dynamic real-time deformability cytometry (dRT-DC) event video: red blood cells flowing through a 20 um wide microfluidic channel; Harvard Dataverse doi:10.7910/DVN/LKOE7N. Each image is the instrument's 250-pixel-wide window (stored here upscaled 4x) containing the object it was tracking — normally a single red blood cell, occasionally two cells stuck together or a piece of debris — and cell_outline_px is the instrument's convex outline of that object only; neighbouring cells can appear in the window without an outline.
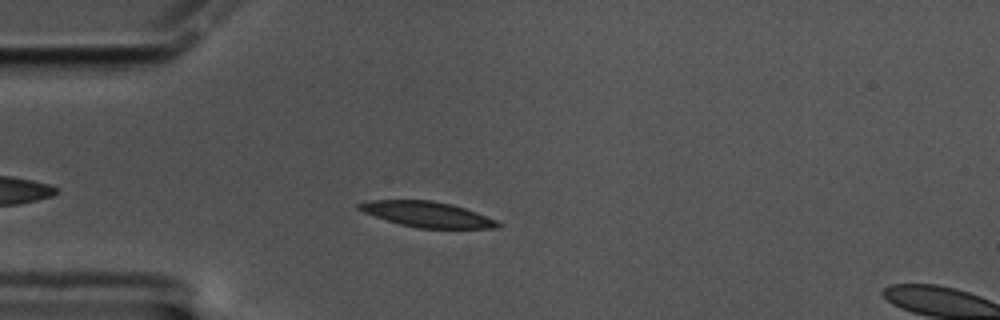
{"species": "common noctule bat (a hibernating species)", "species_latin": "Nyctalus noctula", "temperature_condition": "cold", "stored_images_in_passage": 51, "camera_frame_rate_fps": 3000, "um_per_image_px": 0.085, "animal": {"sex": "male", "body_mass_g": 17.5, "forearm_length_mm": 52.3}, "frame": {"image": 1, "passage_image": 7, "time_ms": 2.0, "image_size_px": [1000, 320], "cell_outline_px": [[500, 224], [496, 228], [416, 228], [400, 224], [364, 212], [356, 208], [356, 204], [372, 200], [432, 200], [452, 204], [476, 212], [496, 220]], "centroid_in_image_um": [36.29, 18.21], "position_along_channel_um": 48.7, "area_um2": 20.35}}
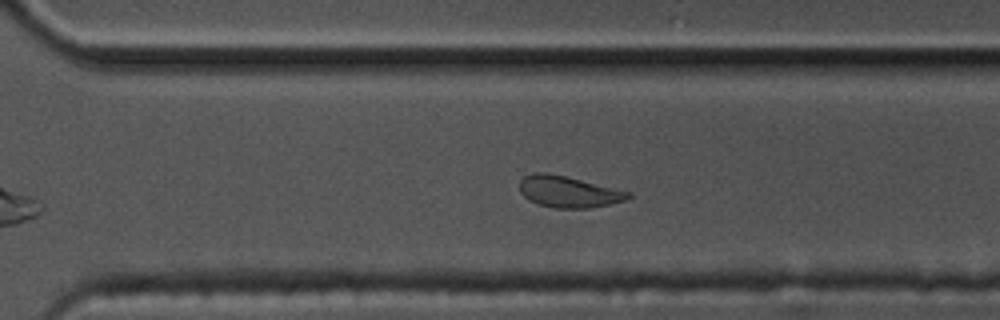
{"frame": {"image": 2, "passage_image": 33, "time_ms": 10.667, "image_size_px": [1000, 320], "cell_outline_px": [[632, 196], [624, 200], [592, 208], [556, 208], [540, 204], [528, 200], [520, 192], [520, 180], [524, 176], [532, 172], [548, 172], [632, 192]], "centroid_in_image_um": [48.3, 16.29], "position_along_channel_um": 322.3, "area_um2": 19.83}}
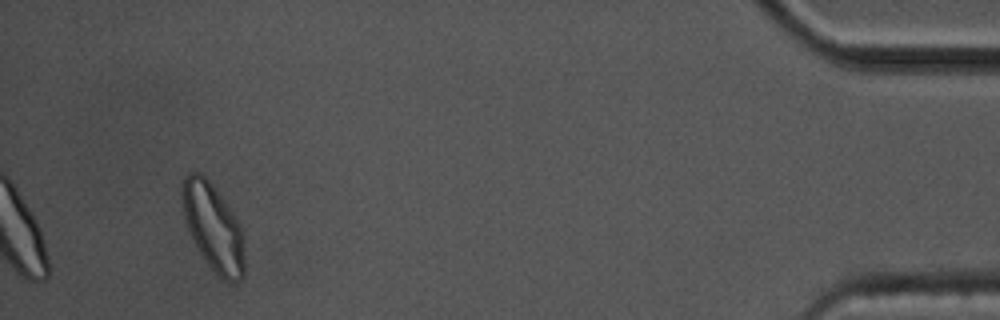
{"frame": {"image": 3, "passage_image": 48, "time_ms": 15.667, "image_size_px": [1000, 320], "cell_outline_px": [[244, 276], [240, 280], [228, 284], [208, 264], [200, 252], [188, 228], [184, 216], [180, 184], [184, 176], [188, 172], [200, 172], [212, 184], [240, 220], [244, 236]], "centroid_in_image_um": [18.15, 19.29], "position_along_channel_um": 417.0, "area_um2": 31.96}, "authors_computed_cell_mechanics": {"area_um2": 20.9236, "velocity_mm_per_s": 3.3143, "shape_relaxation_time_tau1_ms": 5.5665, "shape_relaxation_time_tau2_ms": 4.6353, "deformation_change_tau1": 0.1337, "deformation_change_tau2": 0.1032}}